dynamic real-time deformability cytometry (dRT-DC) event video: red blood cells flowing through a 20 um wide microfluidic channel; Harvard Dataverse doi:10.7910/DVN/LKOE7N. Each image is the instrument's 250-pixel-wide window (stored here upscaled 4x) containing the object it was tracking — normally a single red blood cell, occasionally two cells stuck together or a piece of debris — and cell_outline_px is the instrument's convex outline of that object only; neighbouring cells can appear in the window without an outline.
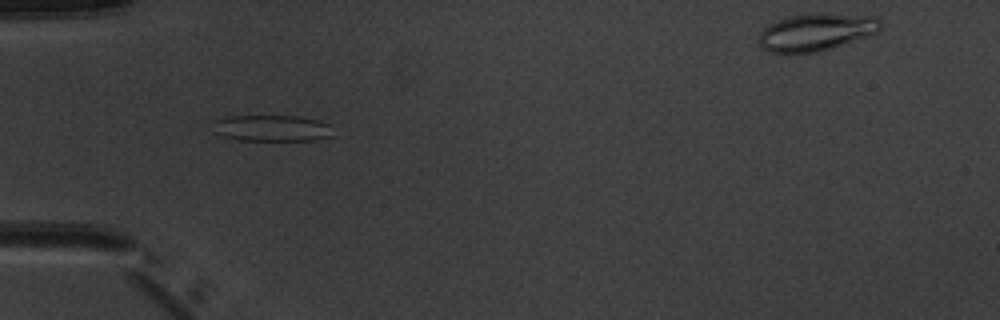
{"species": "common noctule bat (a hibernating species)", "species_latin": "Nyctalus noctula", "temperature_condition": "warm", "stored_images_in_passage": 6, "camera_frame_rate_fps": 3000, "um_per_image_px": 0.085, "animal": {"sex": "male", "body_mass_g": 20.1, "forearm_length_mm": 53.5}, "frame": {"image": 1, "passage_image": 4, "time_ms": 3.667, "image_size_px": [1000, 320], "cell_outline_px": [[336, 136], [316, 140], [240, 140], [220, 136], [212, 132], [212, 120], [228, 116], [300, 116], [332, 124]], "centroid_in_image_um": [23.12, 10.9], "position_along_channel_um": 61.9, "area_um2": 19.02}}
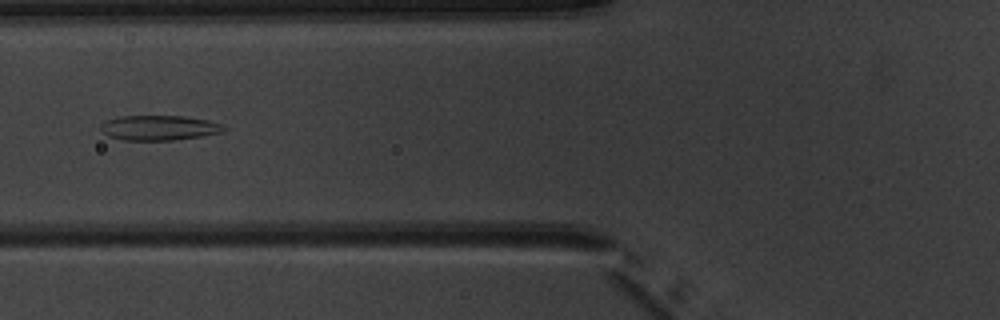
{"frame": {"image": 2, "passage_image": 5, "time_ms": 5.0, "image_size_px": [1000, 320], "cell_outline_px": [[228, 128], [220, 132], [200, 136], [172, 140], [124, 140], [108, 136], [100, 128], [100, 124], [108, 120], [120, 116], [184, 116], [208, 120], [224, 124]], "centroid_in_image_um": [13.54, 10.85], "position_along_channel_um": 112.3, "area_um2": 17.8}}
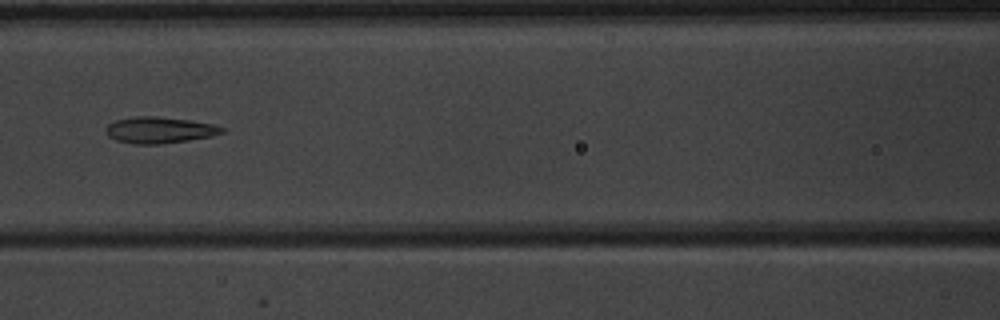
{"frame": {"image": 3, "passage_image": 6, "time_ms": 6.0, "image_size_px": [1000, 320], "cell_outline_px": [[224, 132], [212, 136], [188, 140], [160, 144], [132, 144], [116, 140], [108, 136], [104, 132], [104, 128], [108, 124], [116, 120], [136, 116], [156, 116], [188, 120], [212, 124], [224, 128]], "centroid_in_image_um": [13.5, 11.06], "position_along_channel_um": 153.1, "area_um2": 17.8}}